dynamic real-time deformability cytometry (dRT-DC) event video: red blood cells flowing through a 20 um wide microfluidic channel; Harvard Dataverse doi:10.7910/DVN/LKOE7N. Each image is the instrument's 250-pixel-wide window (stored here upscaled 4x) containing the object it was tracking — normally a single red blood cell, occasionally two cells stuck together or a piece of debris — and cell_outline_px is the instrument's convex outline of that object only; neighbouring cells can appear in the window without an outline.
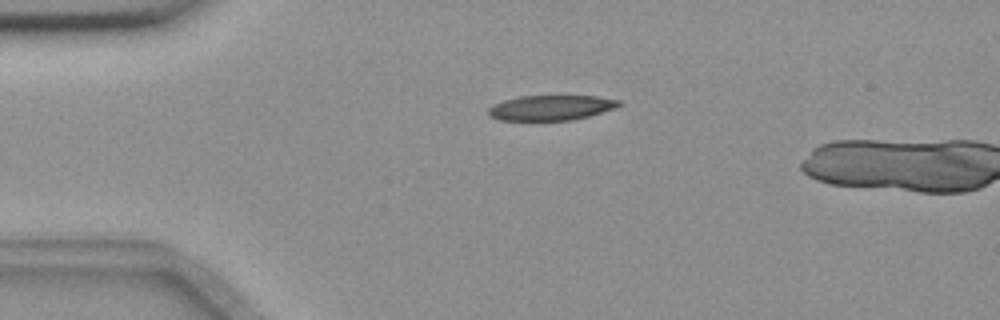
{"species": "common noctule bat (a hibernating species)", "species_latin": "Nyctalus noctula", "temperature_condition": "room temperature", "stored_images_in_passage": 9, "camera_frame_rate_fps": 3000, "um_per_image_px": 0.085, "animal": {"sex": "female", "body_mass_g": 18.4}, "frame": {"image": 1, "passage_image": 6, "time_ms": 1.667, "image_size_px": [1000, 320], "cell_outline_px": [[624, 104], [616, 108], [588, 116], [572, 120], [500, 120], [488, 116], [488, 108], [492, 104], [504, 100], [520, 96], [596, 96], [620, 100]], "centroid_in_image_um": [46.84, 9.15], "position_along_channel_um": 38.2, "area_um2": 19.19}}